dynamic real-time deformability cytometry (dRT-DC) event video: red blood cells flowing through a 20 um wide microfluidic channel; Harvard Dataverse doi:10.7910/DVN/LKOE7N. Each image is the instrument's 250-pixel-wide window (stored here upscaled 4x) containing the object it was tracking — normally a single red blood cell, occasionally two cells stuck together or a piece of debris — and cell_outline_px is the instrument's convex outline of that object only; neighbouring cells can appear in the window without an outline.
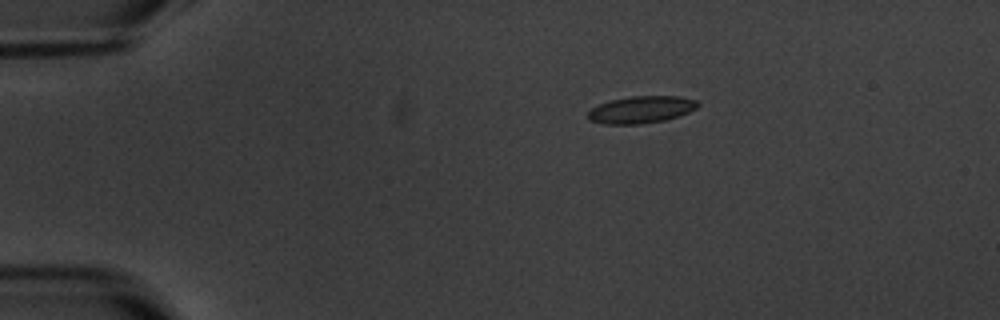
{"species": "common noctule bat (a hibernating species)", "species_latin": "Nyctalus noctula", "temperature_condition": "warm", "stored_images_in_passage": 2, "camera_frame_rate_fps": 3000, "um_per_image_px": 0.085, "animal": {"sex": "male", "body_mass_g": 20.1, "forearm_length_mm": 53.5}, "frame": {"image": 1, "passage_image": 1, "time_ms": 0.0, "image_size_px": [1000, 320], "cell_outline_px": [[700, 104], [696, 108], [680, 116], [664, 120], [640, 124], [604, 124], [588, 120], [588, 112], [592, 108], [600, 104], [612, 100], [632, 96], [680, 96], [696, 100]], "centroid_in_image_um": [54.51, 9.32], "position_along_channel_um": 30.5, "area_um2": 17.28}}